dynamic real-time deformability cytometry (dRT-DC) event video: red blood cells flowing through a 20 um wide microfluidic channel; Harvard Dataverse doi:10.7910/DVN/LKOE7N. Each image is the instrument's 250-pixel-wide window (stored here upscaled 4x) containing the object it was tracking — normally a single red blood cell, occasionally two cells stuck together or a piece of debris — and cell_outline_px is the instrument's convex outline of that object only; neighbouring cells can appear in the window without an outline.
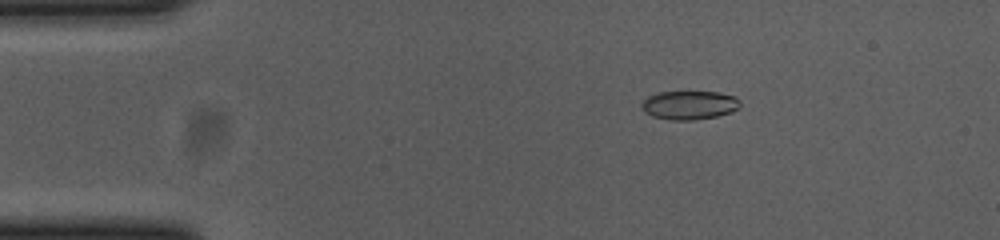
{"species": "common noctule bat (a hibernating species)", "species_latin": "Nyctalus noctula", "temperature_condition": "cold", "stored_images_in_passage": 46, "camera_frame_rate_fps": 3000, "um_per_image_px": 0.085, "animal": {"sex": "female", "body_mass_g": 23.0, "forearm_length_mm": 53.4}, "frame": {"image": 1, "passage_image": 3, "time_ms": 0.667, "image_size_px": [1000, 240], "cell_outline_px": [[732, 108], [724, 112], [712, 116], [660, 116], [652, 112], [644, 104], [652, 96], [668, 92], [712, 92], [732, 96]], "centroid_in_image_um": [58.6, 8.84], "position_along_channel_um": 26.4, "area_um2": 13.18}}
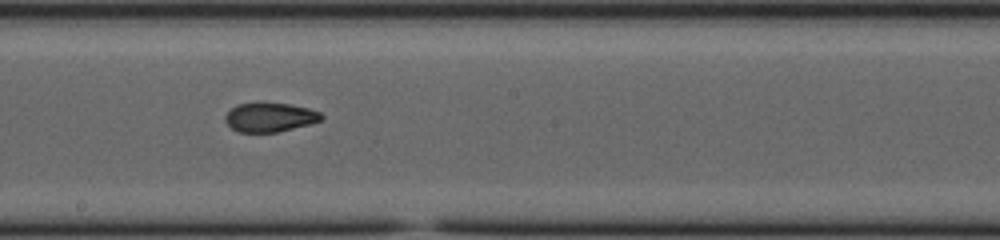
{"frame": {"image": 2, "passage_image": 24, "time_ms": 7.667, "image_size_px": [1000, 240], "cell_outline_px": [[320, 120], [272, 132], [244, 132], [236, 128], [228, 120], [228, 116], [236, 108], [244, 104], [284, 104], [304, 108], [316, 112], [320, 116]], "centroid_in_image_um": [22.97, 9.98], "position_along_channel_um": 225.2, "area_um2": 14.28}}
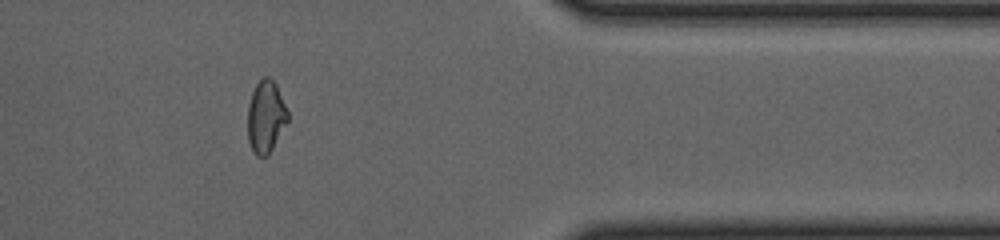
{"frame": {"image": 3, "passage_image": 39, "time_ms": 12.667, "image_size_px": [1000, 240], "cell_outline_px": [[288, 120], [268, 152], [256, 152], [252, 148], [248, 132], [248, 112], [252, 96], [260, 80], [272, 84], [276, 88], [288, 112]], "centroid_in_image_um": [22.6, 9.94], "position_along_channel_um": 388.8, "area_um2": 14.85}, "authors_computed_cell_mechanics": {"area_um2": 14.1321, "velocity_mm_per_s": 3.7134, "shape_relaxation_time_tau1_ms": null, "shape_relaxation_time_tau2_ms": 1.6792, "deformation_change_tau1": null, "deformation_change_tau2": 0.0681}}